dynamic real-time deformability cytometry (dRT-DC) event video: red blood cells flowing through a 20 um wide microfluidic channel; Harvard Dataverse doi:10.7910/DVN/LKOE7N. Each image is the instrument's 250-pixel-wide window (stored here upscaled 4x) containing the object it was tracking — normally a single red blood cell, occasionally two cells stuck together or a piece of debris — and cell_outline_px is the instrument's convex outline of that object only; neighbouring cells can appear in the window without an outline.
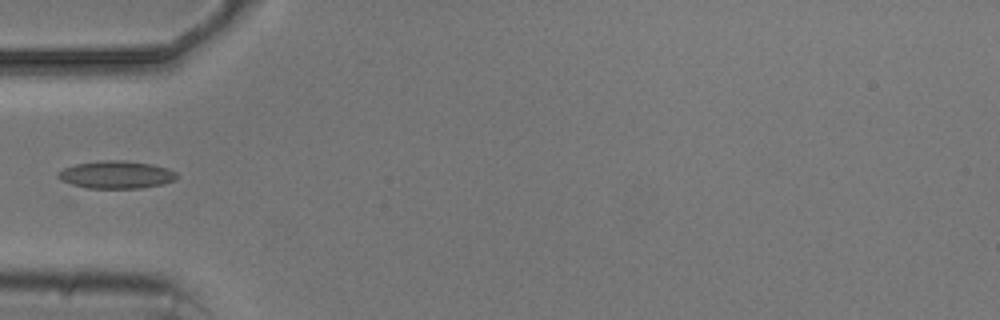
{"species": "common noctule bat (a hibernating species)", "species_latin": "Nyctalus noctula", "temperature_condition": "cold", "stored_images_in_passage": 5, "camera_frame_rate_fps": 3000, "um_per_image_px": 0.085, "animal": {"sex": "male", "body_mass_g": 20.5, "forearm_length_mm": 52.5}, "frame": {"image": 1, "passage_image": 4, "time_ms": 4.333, "image_size_px": [1000, 320], "cell_outline_px": [[176, 180], [160, 184], [140, 188], [76, 188], [60, 180], [56, 176], [56, 172], [64, 168], [76, 164], [100, 160], [124, 160], [152, 164], [168, 168], [176, 172]], "centroid_in_image_um": [9.8, 14.85], "position_along_channel_um": 75.2, "area_um2": 19.42}}
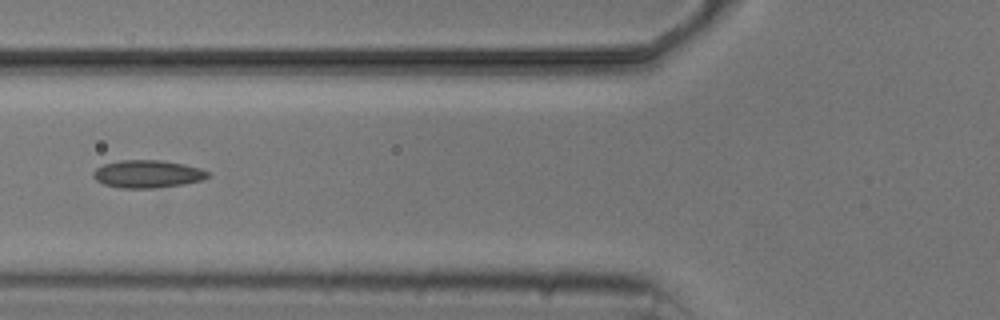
{"frame": {"image": 2, "passage_image": 5, "time_ms": 5.333, "image_size_px": [1000, 320], "cell_outline_px": [[212, 176], [204, 180], [184, 184], [156, 188], [120, 188], [104, 184], [96, 180], [92, 176], [92, 172], [96, 168], [104, 164], [120, 160], [160, 160], [184, 164], [200, 168], [208, 172]], "centroid_in_image_um": [12.56, 14.79], "position_along_channel_um": 113.2, "area_um2": 18.67}}